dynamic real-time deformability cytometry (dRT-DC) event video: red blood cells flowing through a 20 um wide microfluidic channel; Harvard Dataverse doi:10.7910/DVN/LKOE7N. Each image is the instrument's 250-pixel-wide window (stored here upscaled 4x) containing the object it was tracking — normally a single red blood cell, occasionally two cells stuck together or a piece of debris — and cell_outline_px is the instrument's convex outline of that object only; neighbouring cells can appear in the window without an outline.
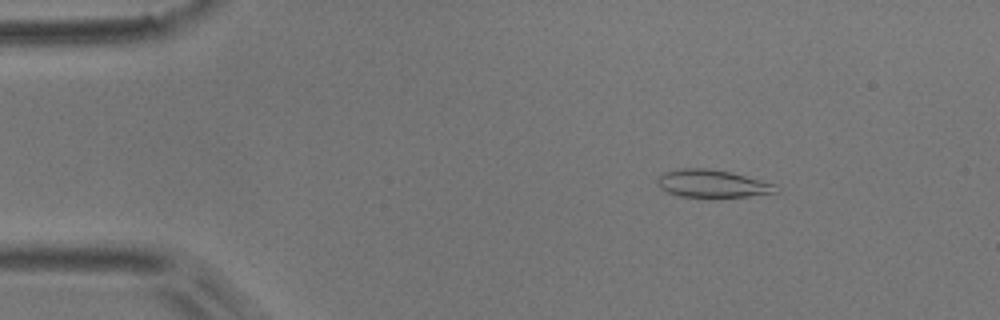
{"species": "common noctule bat (a hibernating species)", "species_latin": "Nyctalus noctula", "temperature_condition": "room temperature", "stored_images_in_passage": 5, "camera_frame_rate_fps": 3000, "um_per_image_px": 0.085, "animal": {"sex": "male", "body_mass_g": 17.9}, "frame": {"image": 1, "passage_image": 3, "time_ms": 0.667, "image_size_px": [1000, 320], "cell_outline_px": [[776, 192], [748, 196], [676, 196], [660, 188], [656, 184], [656, 180], [664, 172], [680, 168], [708, 168], [728, 172], [776, 184]], "centroid_in_image_um": [60.47, 15.59], "position_along_channel_um": 24.5, "area_um2": 18.67}}